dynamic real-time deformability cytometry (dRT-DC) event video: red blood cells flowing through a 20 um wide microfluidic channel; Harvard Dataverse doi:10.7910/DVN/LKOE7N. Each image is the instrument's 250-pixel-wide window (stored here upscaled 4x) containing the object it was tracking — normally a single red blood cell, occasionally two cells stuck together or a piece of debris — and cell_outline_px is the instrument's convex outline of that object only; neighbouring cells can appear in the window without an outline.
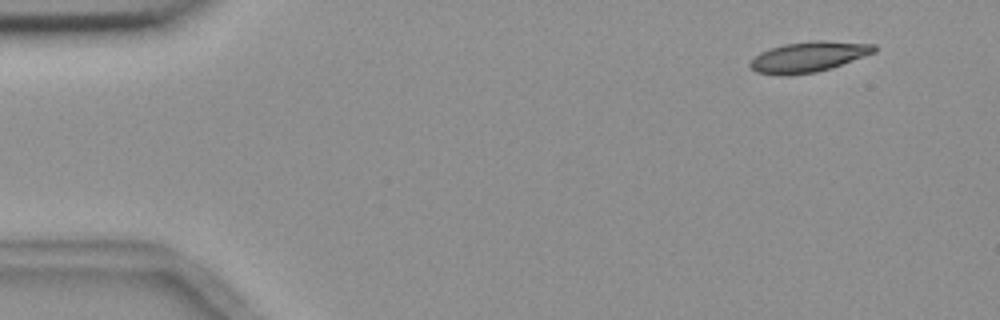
{"species": "common noctule bat (a hibernating species)", "species_latin": "Nyctalus noctula", "temperature_condition": "room temperature", "stored_images_in_passage": 9, "camera_frame_rate_fps": 3000, "um_per_image_px": 0.085, "animal": {"sex": "female", "body_mass_g": 18.4}, "frame": {"image": 1, "passage_image": 2, "time_ms": 1.0, "image_size_px": [1000, 320], "cell_outline_px": [[876, 52], [832, 68], [816, 72], [788, 76], [784, 76], [756, 72], [748, 64], [760, 52], [784, 44], [816, 40], [824, 40], [876, 44]], "centroid_in_image_um": [68.75, 4.83], "position_along_channel_um": 16.2, "area_um2": 22.08}}
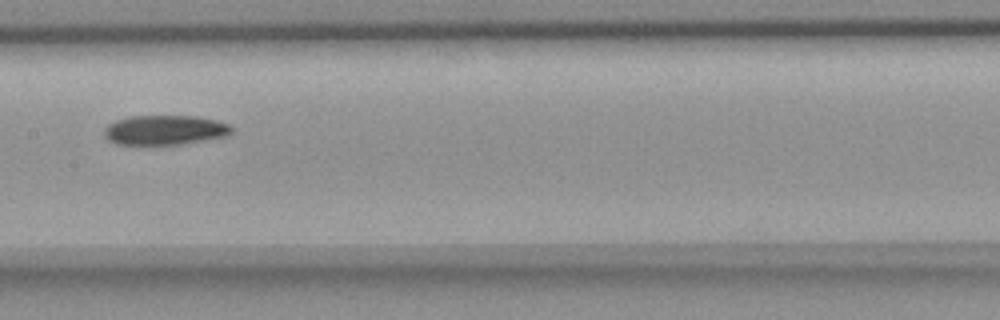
{"frame": {"image": 2, "passage_image": 8, "time_ms": 8.667, "image_size_px": [1000, 320], "cell_outline_px": [[232, 132], [228, 136], [180, 144], [116, 144], [108, 140], [104, 136], [104, 128], [108, 124], [116, 120], [128, 116], [196, 116], [216, 120], [228, 124], [232, 128]], "centroid_in_image_um": [13.99, 11.05], "position_along_channel_um": 193.4, "area_um2": 22.02}}
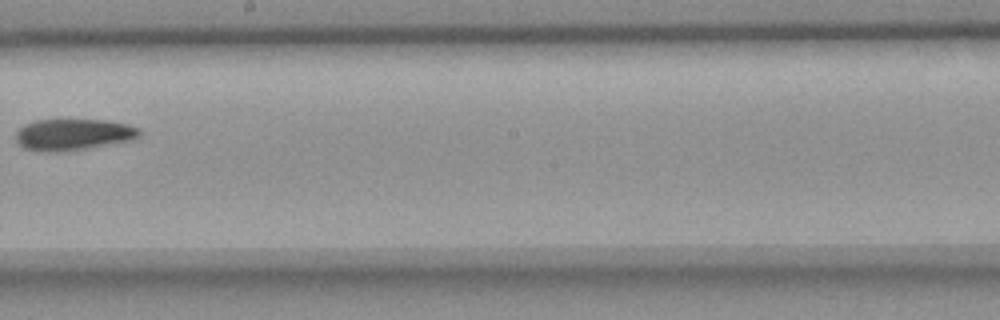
{"frame": {"image": 3, "passage_image": 9, "time_ms": 10.0, "image_size_px": [1000, 320], "cell_outline_px": [[140, 136], [132, 140], [64, 152], [44, 152], [24, 148], [16, 140], [16, 132], [24, 124], [36, 120], [108, 120], [128, 124], [140, 128]], "centroid_in_image_um": [6.24, 11.44], "position_along_channel_um": 242.0, "area_um2": 22.72}}